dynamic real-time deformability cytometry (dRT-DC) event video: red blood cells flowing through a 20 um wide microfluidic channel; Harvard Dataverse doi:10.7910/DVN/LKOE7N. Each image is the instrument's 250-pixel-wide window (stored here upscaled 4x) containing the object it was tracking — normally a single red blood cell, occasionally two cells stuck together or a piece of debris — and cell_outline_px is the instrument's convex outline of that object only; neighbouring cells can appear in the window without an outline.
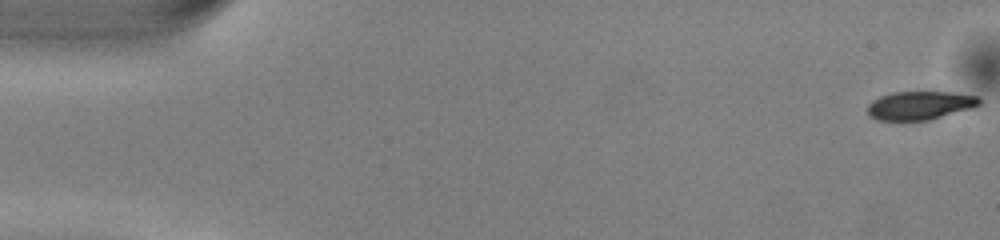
{"species": "common noctule bat (a hibernating species)", "species_latin": "Nyctalus noctula", "temperature_condition": "warm", "stored_images_in_passage": 51, "camera_frame_rate_fps": 3000, "um_per_image_px": 0.085, "animal": {"sex": "male", "body_mass_g": 13.0, "forearm_length_mm": 53.1}, "frame": {"image": 1, "passage_image": 1, "time_ms": 0.0, "image_size_px": [1000, 240], "cell_outline_px": [[980, 104], [972, 108], [928, 120], [876, 120], [868, 116], [868, 104], [872, 100], [880, 96], [892, 92], [952, 92], [976, 96], [980, 100]], "centroid_in_image_um": [78.15, 8.96], "position_along_channel_um": 6.9, "area_um2": 18.5}}
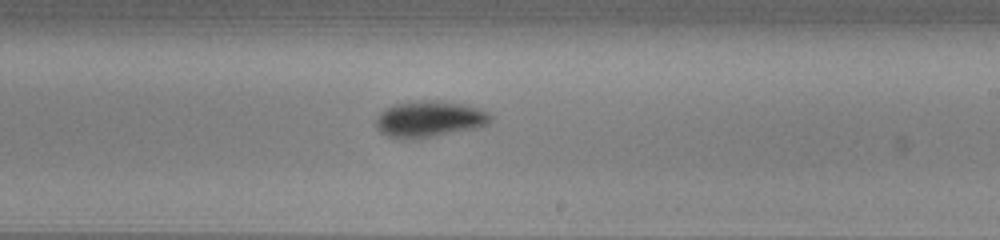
{"frame": {"image": 2, "passage_image": 30, "time_ms": 9.667, "image_size_px": [1000, 240], "cell_outline_px": [[492, 120], [484, 128], [432, 136], [404, 140], [400, 140], [388, 136], [380, 132], [376, 128], [376, 116], [380, 112], [396, 104], [420, 100], [436, 100], [464, 104], [488, 112], [492, 116]], "centroid_in_image_um": [36.53, 10.14], "position_along_channel_um": 252.5, "area_um2": 24.51}}
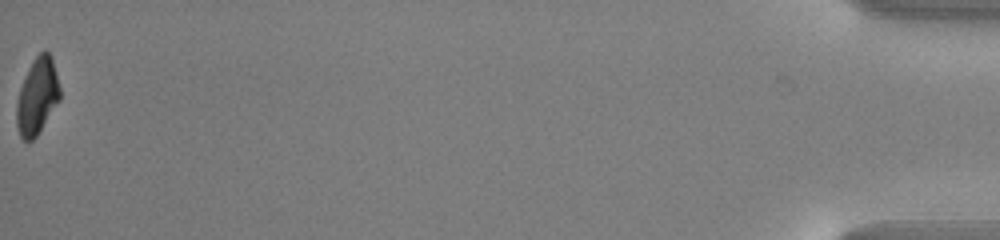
{"frame": {"image": 3, "passage_image": 51, "time_ms": 16.667, "image_size_px": [1000, 240], "cell_outline_px": [[60, 100], [36, 136], [32, 140], [24, 140], [20, 136], [16, 124], [16, 104], [20, 88], [28, 68], [36, 56], [44, 48], [52, 56], [60, 88]], "centroid_in_image_um": [3.17, 8.16], "position_along_channel_um": 432.0, "area_um2": 19.25}, "authors_computed_cell_mechanics": {"area_um2": 21.8484, "velocity_mm_per_s": 4.0794, "shape_relaxation_time_tau1_ms": 1.9393, "shape_relaxation_time_tau2_ms": null, "deformation_change_tau1": 0.1213, "deformation_change_tau2": null}}